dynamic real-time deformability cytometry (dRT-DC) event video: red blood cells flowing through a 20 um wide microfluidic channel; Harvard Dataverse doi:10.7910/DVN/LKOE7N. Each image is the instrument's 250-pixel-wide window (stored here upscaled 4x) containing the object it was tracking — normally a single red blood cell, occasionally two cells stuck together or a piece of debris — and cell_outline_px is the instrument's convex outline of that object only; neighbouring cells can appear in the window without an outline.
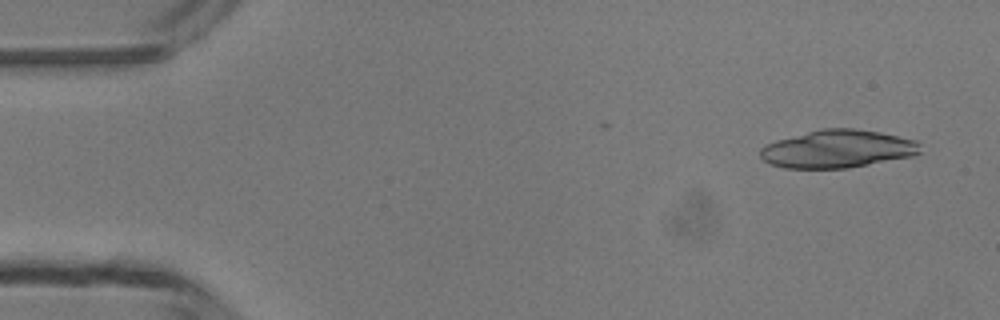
{"species": "common noctule bat (a hibernating species)", "species_latin": "Nyctalus noctula", "temperature_condition": "room temperature", "stored_images_in_passage": 3, "camera_frame_rate_fps": 3000, "um_per_image_px": 0.085, "animal": {"sex": "male", "body_mass_g": 13.3}, "frame": {"image": 1, "passage_image": 1, "time_ms": 0.0, "image_size_px": [1000, 320], "cell_outline_px": [[920, 152], [912, 156], [848, 168], [784, 168], [772, 164], [764, 160], [760, 156], [760, 148], [764, 144], [776, 140], [824, 128], [852, 128], [880, 132], [916, 140], [920, 144]], "centroid_in_image_um": [71.19, 12.66], "position_along_channel_um": 13.8, "area_um2": 35.14}}